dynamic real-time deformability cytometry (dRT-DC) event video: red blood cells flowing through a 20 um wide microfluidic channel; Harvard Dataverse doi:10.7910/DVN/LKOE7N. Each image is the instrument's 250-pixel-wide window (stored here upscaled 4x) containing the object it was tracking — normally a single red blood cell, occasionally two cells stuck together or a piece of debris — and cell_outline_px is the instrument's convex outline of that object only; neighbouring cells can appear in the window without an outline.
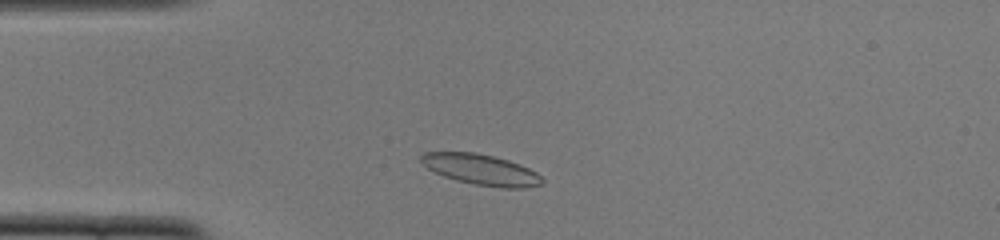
{"species": "common noctule bat (a hibernating species)", "species_latin": "Nyctalus noctula", "temperature_condition": "cold", "stored_images_in_passage": 43, "camera_frame_rate_fps": 3000, "um_per_image_px": 0.085, "animal": {"sex": "female", "body_mass_g": 22.0, "forearm_length_mm": 56.7}, "frame": {"image": 1, "passage_image": 5, "time_ms": 1.333, "image_size_px": [1000, 240], "cell_outline_px": [[544, 180], [540, 184], [524, 188], [500, 188], [476, 184], [456, 180], [444, 176], [428, 168], [420, 160], [420, 156], [424, 152], [476, 152], [508, 160], [520, 164], [536, 172]], "centroid_in_image_um": [40.89, 14.41], "position_along_channel_um": 44.1, "area_um2": 21.44}}
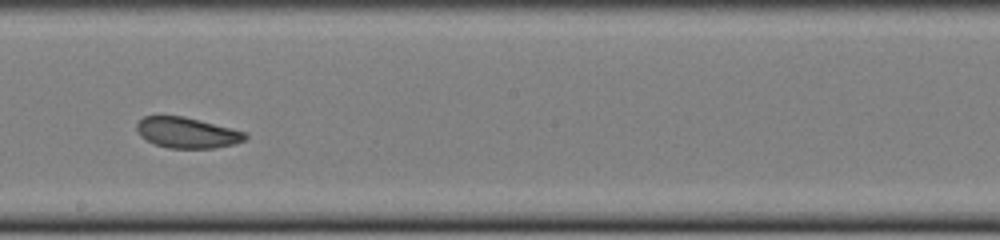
{"frame": {"image": 2, "passage_image": 21, "time_ms": 6.667, "image_size_px": [1000, 240], "cell_outline_px": [[248, 136], [244, 140], [236, 144], [216, 148], [168, 148], [156, 144], [140, 136], [136, 128], [136, 124], [144, 116], [184, 116], [244, 132]], "centroid_in_image_um": [15.89, 11.29], "position_along_channel_um": 232.3, "area_um2": 19.19}}
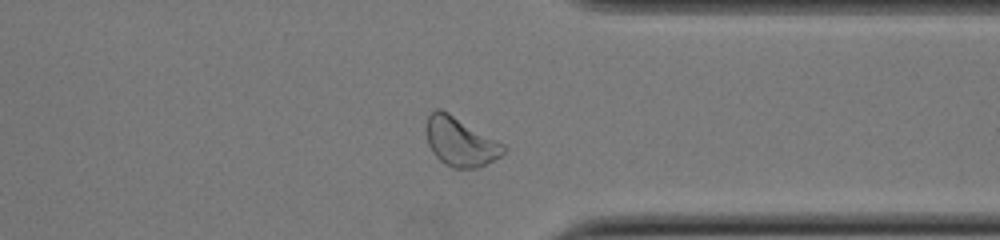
{"frame": {"image": 3, "passage_image": 32, "time_ms": 10.333, "image_size_px": [1000, 240], "cell_outline_px": [[508, 148], [500, 156], [476, 168], [452, 168], [444, 164], [432, 152], [428, 144], [424, 128], [428, 116], [436, 108], [440, 108], [448, 112], [504, 144]], "centroid_in_image_um": [39.09, 12.04], "position_along_channel_um": 372.3, "area_um2": 22.02}, "authors_computed_cell_mechanics": {"area_um2": 20.8658, "velocity_mm_per_s": 3.8721, "shape_relaxation_time_tau1_ms": 2.9709, "shape_relaxation_time_tau2_ms": 3.5537, "deformation_change_tau1": 0.0782, "deformation_change_tau2": 0.0774}}